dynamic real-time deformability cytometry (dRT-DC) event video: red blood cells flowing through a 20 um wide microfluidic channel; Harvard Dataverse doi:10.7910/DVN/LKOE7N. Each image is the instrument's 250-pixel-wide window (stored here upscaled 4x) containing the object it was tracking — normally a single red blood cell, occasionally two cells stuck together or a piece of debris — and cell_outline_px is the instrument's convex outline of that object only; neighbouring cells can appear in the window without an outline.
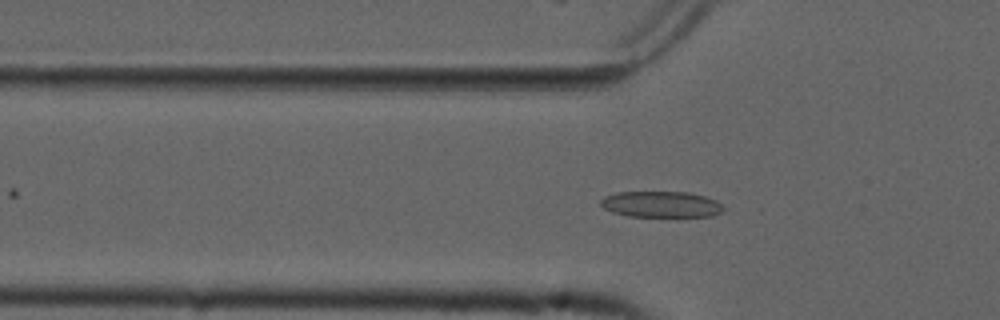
{"species": "common noctule bat (a hibernating species)", "species_latin": "Nyctalus noctula", "temperature_condition": "cold", "stored_images_in_passage": 54, "camera_frame_rate_fps": 3000, "um_per_image_px": 0.085, "animal": {"sex": "male", "forearm_length_mm": 52.5}, "frame": {"image": 1, "passage_image": 17, "time_ms": 5.333, "image_size_px": [1000, 320], "cell_outline_px": [[724, 208], [720, 212], [712, 216], [628, 216], [612, 212], [604, 208], [600, 204], [600, 200], [604, 196], [616, 192], [688, 192], [704, 196], [716, 200]], "centroid_in_image_um": [56.16, 17.36], "position_along_channel_um": 69.6, "area_um2": 18.55}}
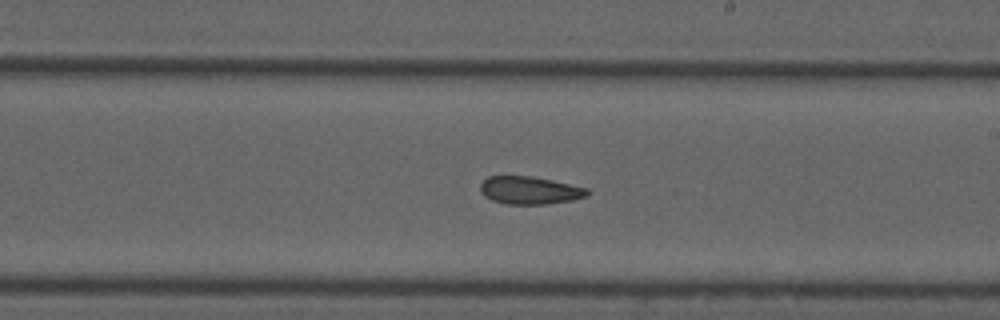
{"frame": {"image": 2, "passage_image": 31, "time_ms": 10.0, "image_size_px": [1000, 320], "cell_outline_px": [[588, 196], [572, 200], [544, 204], [508, 204], [492, 200], [484, 196], [480, 188], [480, 184], [488, 176], [532, 176], [552, 180], [588, 188]], "centroid_in_image_um": [45.02, 16.17], "position_along_channel_um": 244.0, "area_um2": 17.22}}
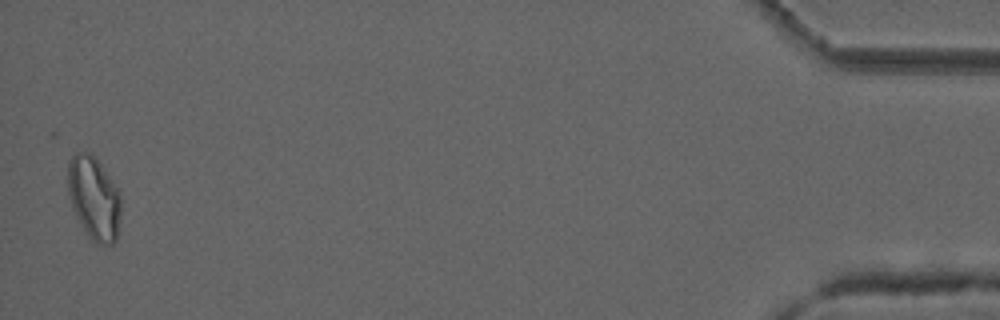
{"frame": {"image": 3, "passage_image": 53, "time_ms": 17.333, "image_size_px": [1000, 320], "cell_outline_px": [[120, 220], [116, 240], [112, 244], [96, 244], [84, 232], [72, 208], [68, 196], [68, 160], [76, 152], [92, 152], [96, 156], [120, 192]], "centroid_in_image_um": [7.98, 16.82], "position_along_channel_um": 427.2, "area_um2": 26.18}, "authors_computed_cell_mechanics": {"area_um2": 18.9873, "velocity_mm_per_s": 3.7399, "shape_relaxation_time_tau1_ms": null, "shape_relaxation_time_tau2_ms": 6.4517, "deformation_change_tau1": null, "deformation_change_tau2": 0.1292}}